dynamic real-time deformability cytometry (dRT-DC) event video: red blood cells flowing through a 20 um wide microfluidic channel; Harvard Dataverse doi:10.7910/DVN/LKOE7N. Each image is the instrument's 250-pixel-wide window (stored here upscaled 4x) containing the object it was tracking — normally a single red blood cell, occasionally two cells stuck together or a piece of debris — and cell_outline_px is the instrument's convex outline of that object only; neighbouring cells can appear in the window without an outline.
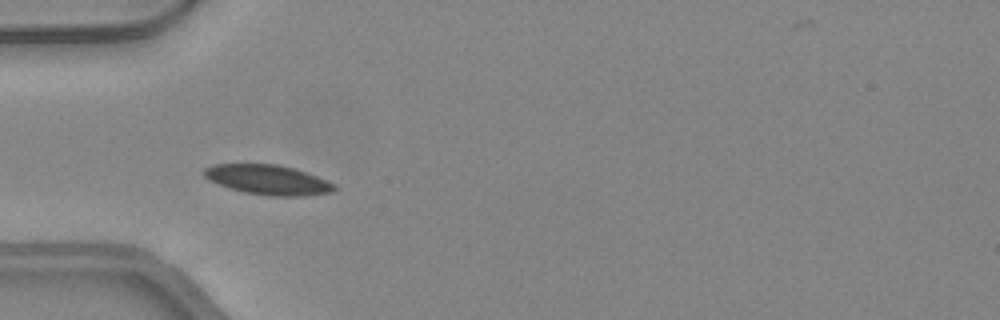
{"species": "common noctule bat (a hibernating species)", "species_latin": "Nyctalus noctula", "temperature_condition": "warm", "stored_images_in_passage": 34, "camera_frame_rate_fps": 3000, "um_per_image_px": 0.085, "animal": {"sex": "female", "body_mass_g": 24.6, "forearm_length_mm": 56.2}, "frame": {"image": 1, "passage_image": 1, "time_ms": 0.0, "image_size_px": [1000, 320], "cell_outline_px": [[336, 188], [332, 192], [304, 196], [272, 196], [244, 192], [228, 188], [208, 180], [204, 176], [204, 168], [212, 164], [276, 164], [292, 168], [316, 176], [336, 184]], "centroid_in_image_um": [22.75, 15.28], "position_along_channel_um": 62.3, "area_um2": 22.54}}
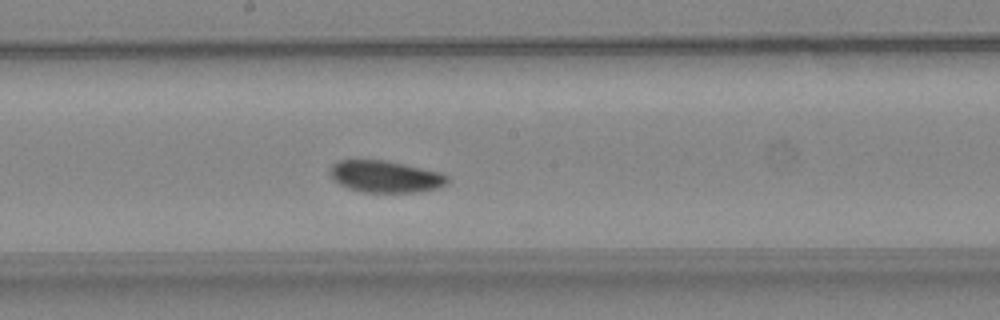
{"frame": {"image": 2, "passage_image": 12, "time_ms": 3.667, "image_size_px": [1000, 320], "cell_outline_px": [[448, 184], [436, 188], [420, 192], [364, 192], [348, 188], [340, 184], [328, 172], [328, 168], [332, 164], [340, 160], [384, 160], [404, 164], [440, 172], [448, 176]], "centroid_in_image_um": [32.76, 15.0], "position_along_channel_um": 215.4, "area_um2": 21.73}}
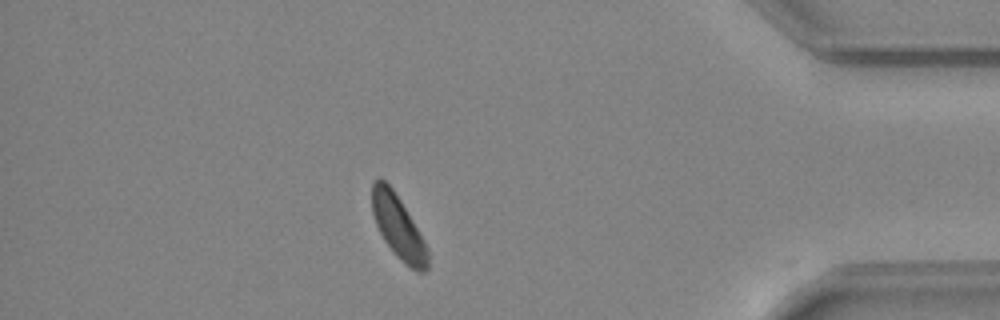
{"frame": {"image": 3, "passage_image": 28, "time_ms": 9.0, "image_size_px": [1000, 320], "cell_outline_px": [[428, 268], [424, 272], [416, 272], [404, 264], [384, 240], [376, 224], [372, 212], [372, 180], [380, 176], [392, 188], [400, 200], [424, 240], [428, 248]], "centroid_in_image_um": [33.84, 19.3], "position_along_channel_um": 401.4, "area_um2": 20.4}, "authors_computed_cell_mechanics": {"area_um2": 21.7328, "velocity_mm_per_s": 4.2446, "shape_relaxation_time_tau1_ms": 1.716, "shape_relaxation_time_tau2_ms": null, "deformation_change_tau1": 0.0677, "deformation_change_tau2": null}}